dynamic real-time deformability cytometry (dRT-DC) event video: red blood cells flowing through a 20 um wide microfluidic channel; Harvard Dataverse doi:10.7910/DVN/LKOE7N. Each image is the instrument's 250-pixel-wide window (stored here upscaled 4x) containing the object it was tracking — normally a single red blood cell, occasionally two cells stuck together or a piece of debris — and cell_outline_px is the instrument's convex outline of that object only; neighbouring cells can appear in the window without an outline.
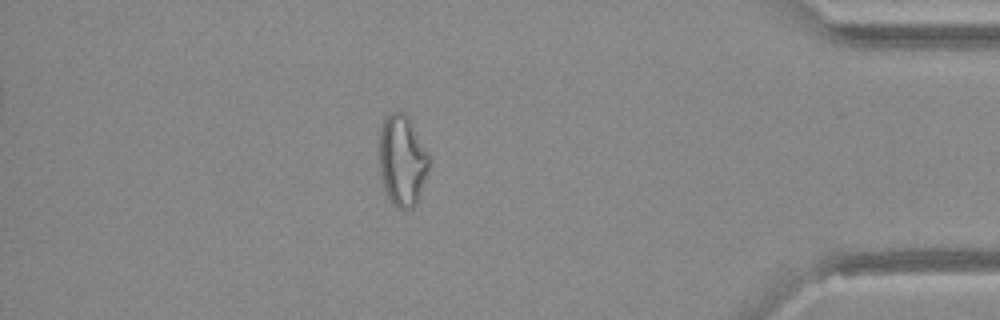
{"species": "Egyptian fruit bat (a non-hibernating species)", "species_latin": "Rousettus aegyptiacus", "temperature_condition": "warm", "stored_images_in_passage": 43, "camera_frame_rate_fps": 3000, "um_per_image_px": 0.085, "animal": {"sex": "female"}, "frame": {"image": 1, "passage_image": 37, "time_ms": 12.0, "image_size_px": [1000, 320], "cell_outline_px": [[428, 172], [416, 204], [412, 208], [396, 208], [392, 204], [384, 188], [380, 172], [380, 128], [384, 120], [392, 112], [400, 112], [408, 116], [428, 152]], "centroid_in_image_um": [34.19, 13.66], "position_along_channel_um": 401.0, "area_um2": 26.07}}